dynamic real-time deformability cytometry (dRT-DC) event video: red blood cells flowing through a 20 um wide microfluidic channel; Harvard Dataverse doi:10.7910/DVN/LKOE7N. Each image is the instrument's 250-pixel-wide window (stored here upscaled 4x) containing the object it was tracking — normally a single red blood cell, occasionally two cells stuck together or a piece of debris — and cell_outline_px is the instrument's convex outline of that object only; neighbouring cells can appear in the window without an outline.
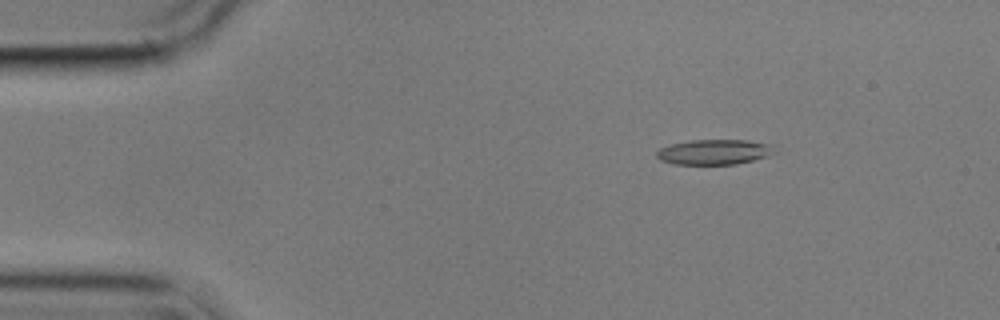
{"species": "common noctule bat (a hibernating species)", "species_latin": "Nyctalus noctula", "temperature_condition": "cold", "stored_images_in_passage": 56, "camera_frame_rate_fps": 3000, "um_per_image_px": 0.085, "animal": {"sex": "male", "body_mass_g": 17.9}, "frame": {"image": 1, "passage_image": 8, "time_ms": 2.333, "image_size_px": [1000, 320], "cell_outline_px": [[776, 152], [768, 156], [736, 164], [672, 164], [660, 160], [656, 156], [656, 152], [660, 148], [672, 144], [688, 140], [748, 140], [772, 144]], "centroid_in_image_um": [60.71, 12.91], "position_along_channel_um": 24.3, "area_um2": 17.34}}
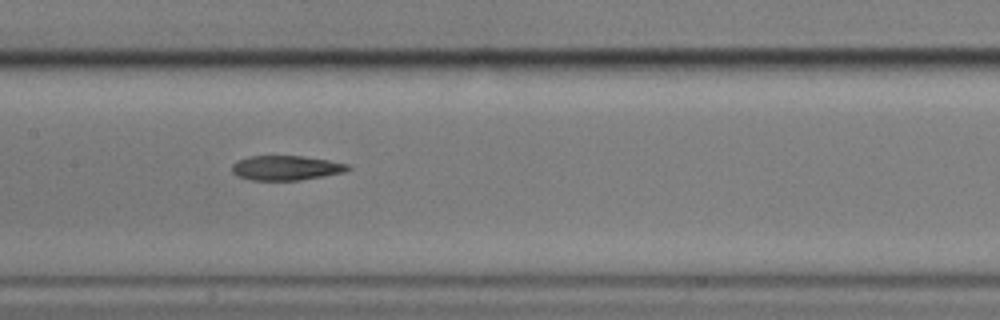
{"frame": {"image": 2, "passage_image": 27, "time_ms": 8.667, "image_size_px": [1000, 320], "cell_outline_px": [[352, 168], [344, 172], [324, 176], [300, 180], [252, 180], [236, 176], [232, 172], [232, 164], [236, 160], [248, 156], [304, 156], [328, 160], [348, 164]], "centroid_in_image_um": [24.29, 14.27], "position_along_channel_um": 183.1, "area_um2": 16.76}}
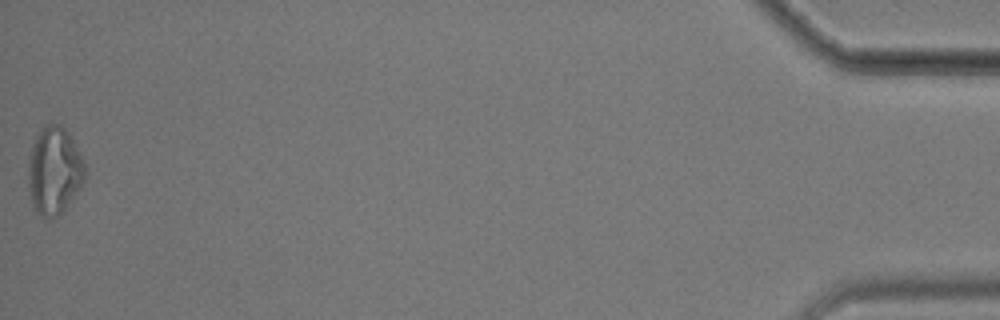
{"frame": {"image": 3, "passage_image": 56, "time_ms": 18.333, "image_size_px": [1000, 320], "cell_outline_px": [[84, 180], [64, 212], [48, 220], [40, 216], [36, 212], [32, 204], [28, 188], [28, 156], [32, 144], [36, 136], [48, 120], [60, 124], [64, 128], [72, 140], [84, 160]], "centroid_in_image_um": [4.57, 14.51], "position_along_channel_um": 430.6, "area_um2": 29.3}, "authors_computed_cell_mechanics": {"area_um2": 17.8602, "velocity_mm_per_s": 3.5494, "shape_relaxation_time_tau1_ms": null, "shape_relaxation_time_tau2_ms": 7.1488, "deformation_change_tau1": null, "deformation_change_tau2": 0.1822}}